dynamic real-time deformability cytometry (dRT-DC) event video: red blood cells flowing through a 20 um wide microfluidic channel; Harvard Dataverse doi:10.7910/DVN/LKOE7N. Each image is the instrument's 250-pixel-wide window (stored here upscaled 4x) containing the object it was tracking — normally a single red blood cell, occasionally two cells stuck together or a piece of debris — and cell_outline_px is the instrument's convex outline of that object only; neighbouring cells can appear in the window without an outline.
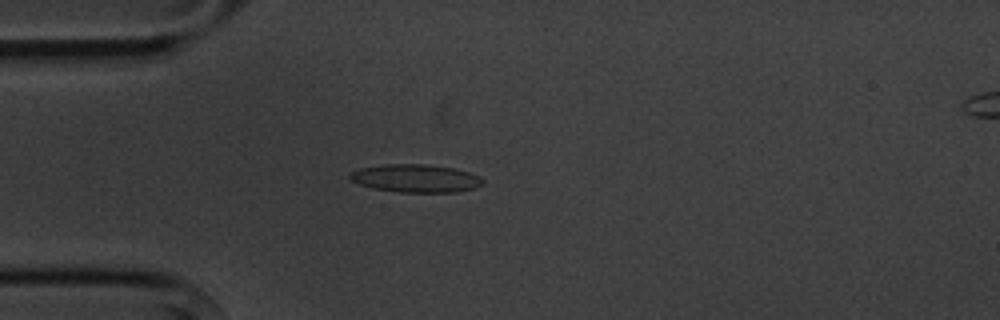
{"species": "common noctule bat (a hibernating species)", "species_latin": "Nyctalus noctula", "temperature_condition": "cold", "stored_images_in_passage": 5, "camera_frame_rate_fps": 3000, "um_per_image_px": 0.085, "animal": {"sex": "male", "body_mass_g": 20.1, "forearm_length_mm": 53.5}, "frame": {"image": 1, "passage_image": 4, "time_ms": 3.667, "image_size_px": [1000, 320], "cell_outline_px": [[484, 184], [476, 188], [456, 192], [400, 192], [372, 188], [360, 184], [352, 180], [348, 176], [352, 172], [360, 168], [384, 164], [424, 164], [456, 168], [480, 176], [484, 180]], "centroid_in_image_um": [35.38, 15.16], "position_along_channel_um": 49.6, "area_um2": 21.73}}